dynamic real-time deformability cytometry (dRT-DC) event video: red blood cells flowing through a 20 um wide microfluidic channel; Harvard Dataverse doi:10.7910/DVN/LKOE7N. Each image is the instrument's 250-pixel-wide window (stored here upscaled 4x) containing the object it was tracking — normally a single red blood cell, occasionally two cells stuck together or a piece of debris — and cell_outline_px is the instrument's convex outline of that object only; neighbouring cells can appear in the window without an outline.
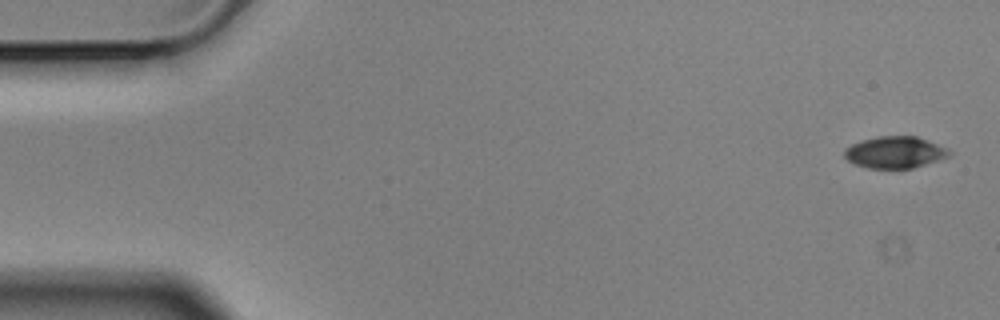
{"species": "Egyptian fruit bat (a non-hibernating species)", "species_latin": "Rousettus aegyptiacus", "temperature_condition": "cold", "stored_images_in_passage": 4, "camera_frame_rate_fps": 3000, "um_per_image_px": 0.085, "animal": {"sex": "male"}, "frame": {"image": 1, "passage_image": 1, "time_ms": 0.0, "image_size_px": [1000, 320], "cell_outline_px": [[952, 152], [948, 156], [912, 168], [868, 168], [856, 164], [848, 160], [844, 156], [844, 148], [852, 144], [876, 136], [916, 136], [948, 148]], "centroid_in_image_um": [76.05, 12.93], "position_along_channel_um": 8.9, "area_um2": 19.13}}